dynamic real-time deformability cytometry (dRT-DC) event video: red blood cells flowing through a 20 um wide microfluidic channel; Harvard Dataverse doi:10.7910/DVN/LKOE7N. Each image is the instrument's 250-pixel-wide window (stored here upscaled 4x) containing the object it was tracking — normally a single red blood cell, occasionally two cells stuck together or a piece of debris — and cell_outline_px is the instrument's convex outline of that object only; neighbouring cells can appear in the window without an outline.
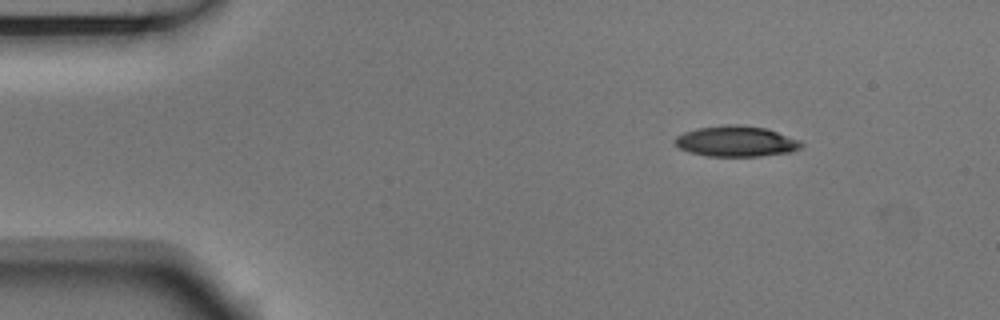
{"species": "Egyptian fruit bat (a non-hibernating species)", "species_latin": "Rousettus aegyptiacus", "temperature_condition": "room temperature", "stored_images_in_passage": 4, "camera_frame_rate_fps": 3000, "um_per_image_px": 0.085, "animal": {"sex": "male"}, "frame": {"image": 1, "passage_image": 1, "time_ms": 0.0, "image_size_px": [1000, 320], "cell_outline_px": [[804, 144], [800, 148], [792, 152], [760, 156], [708, 156], [688, 152], [680, 148], [676, 144], [676, 136], [684, 132], [696, 128], [724, 124], [740, 124], [768, 128], [800, 140]], "centroid_in_image_um": [62.6, 12.0], "position_along_channel_um": 22.4, "area_um2": 22.83}}
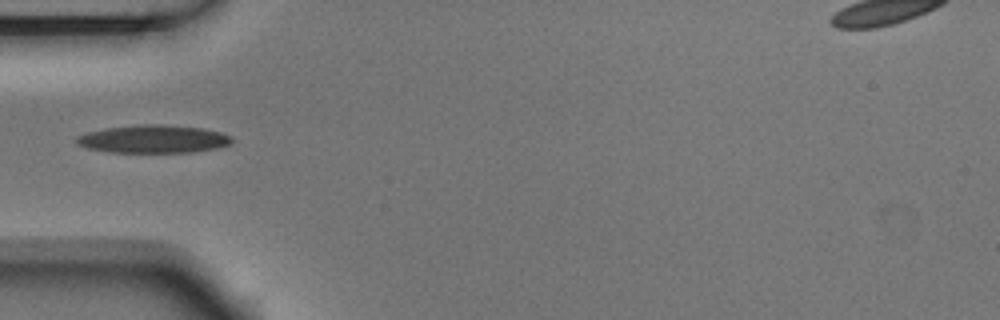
{"frame": {"image": 2, "passage_image": 4, "time_ms": 1.0, "image_size_px": [1000, 320], "cell_outline_px": [[232, 144], [220, 148], [192, 152], [112, 152], [88, 148], [76, 144], [72, 140], [76, 136], [88, 132], [104, 128], [140, 124], [160, 124], [204, 128], [220, 132], [232, 136]], "centroid_in_image_um": [13.04, 11.81], "position_along_channel_um": 72.0, "area_um2": 25.61}}